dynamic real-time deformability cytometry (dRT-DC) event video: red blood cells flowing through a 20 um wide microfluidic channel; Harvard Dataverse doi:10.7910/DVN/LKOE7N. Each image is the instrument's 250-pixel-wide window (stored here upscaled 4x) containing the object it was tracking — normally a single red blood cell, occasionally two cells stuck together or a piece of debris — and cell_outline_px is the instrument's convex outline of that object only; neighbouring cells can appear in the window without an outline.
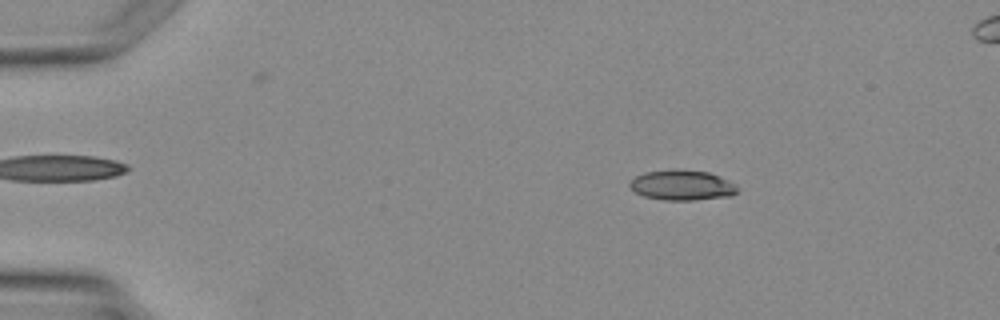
{"species": "Egyptian fruit bat (a non-hibernating species)", "species_latin": "Rousettus aegyptiacus", "temperature_condition": "warm", "stored_images_in_passage": 4, "camera_frame_rate_fps": 3000, "um_per_image_px": 0.085, "animal": {"sex": "female"}, "frame": {"image": 1, "passage_image": 2, "time_ms": 2.333, "image_size_px": [1000, 320], "cell_outline_px": [[736, 192], [732, 196], [692, 200], [664, 200], [644, 196], [636, 192], [628, 184], [636, 176], [644, 172], [672, 168], [708, 172], [720, 176], [736, 184]], "centroid_in_image_um": [57.97, 15.72], "position_along_channel_um": 27.0, "area_um2": 19.02}}